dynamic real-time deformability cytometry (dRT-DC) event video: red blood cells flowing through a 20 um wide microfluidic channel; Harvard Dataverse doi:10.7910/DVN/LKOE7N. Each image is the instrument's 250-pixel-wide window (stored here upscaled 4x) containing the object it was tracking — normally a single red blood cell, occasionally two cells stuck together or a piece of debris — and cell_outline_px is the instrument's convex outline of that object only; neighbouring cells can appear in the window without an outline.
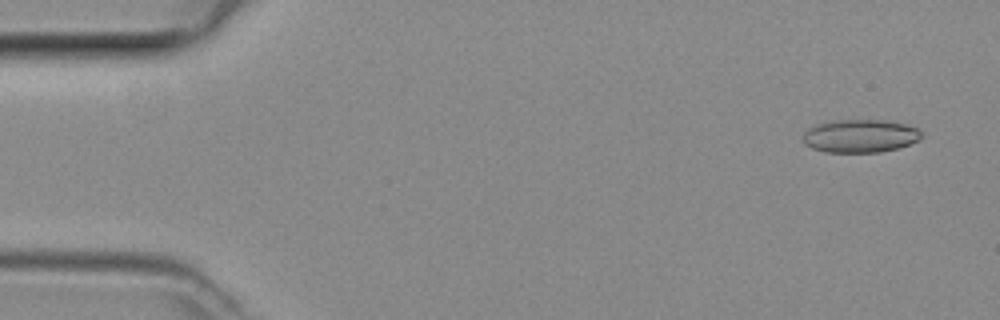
{"species": "common noctule bat (a hibernating species)", "species_latin": "Nyctalus noctula", "temperature_condition": "room temperature", "stored_images_in_passage": 48, "camera_frame_rate_fps": 3000, "um_per_image_px": 0.085, "animal": {"sex": "female", "body_mass_g": 29.2, "forearm_length_mm": 56.3}, "frame": {"image": 1, "passage_image": 3, "time_ms": 0.667, "image_size_px": [1000, 320], "cell_outline_px": [[924, 136], [920, 140], [896, 148], [880, 152], [824, 152], [812, 148], [804, 144], [804, 132], [808, 128], [820, 124], [840, 120], [884, 120], [908, 124], [916, 128]], "centroid_in_image_um": [73.14, 11.56], "position_along_channel_um": 11.9, "area_um2": 22.72}}
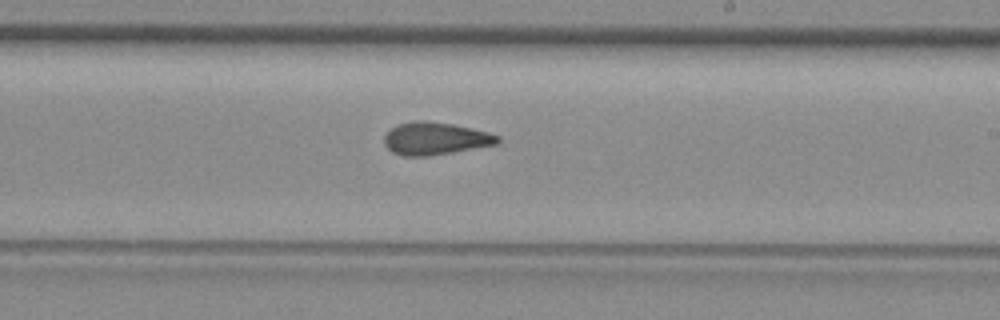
{"frame": {"image": 2, "passage_image": 28, "time_ms": 9.0, "image_size_px": [1000, 320], "cell_outline_px": [[500, 140], [496, 144], [452, 152], [428, 156], [404, 156], [392, 152], [384, 144], [384, 136], [396, 124], [412, 120], [424, 120], [452, 124], [472, 128], [488, 132], [500, 136]], "centroid_in_image_um": [36.97, 11.76], "position_along_channel_um": 252.0, "area_um2": 21.5}}
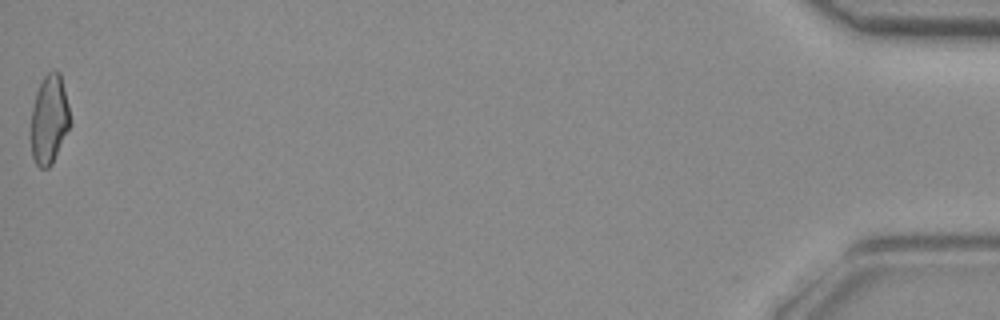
{"frame": {"image": 3, "passage_image": 48, "time_ms": 15.667, "image_size_px": [1000, 320], "cell_outline_px": [[72, 120], [52, 164], [48, 168], [40, 168], [36, 164], [32, 156], [32, 108], [36, 92], [44, 76], [48, 72], [56, 68], [60, 72]], "centroid_in_image_um": [4.2, 10.12], "position_along_channel_um": 431.0, "area_um2": 20.17}}